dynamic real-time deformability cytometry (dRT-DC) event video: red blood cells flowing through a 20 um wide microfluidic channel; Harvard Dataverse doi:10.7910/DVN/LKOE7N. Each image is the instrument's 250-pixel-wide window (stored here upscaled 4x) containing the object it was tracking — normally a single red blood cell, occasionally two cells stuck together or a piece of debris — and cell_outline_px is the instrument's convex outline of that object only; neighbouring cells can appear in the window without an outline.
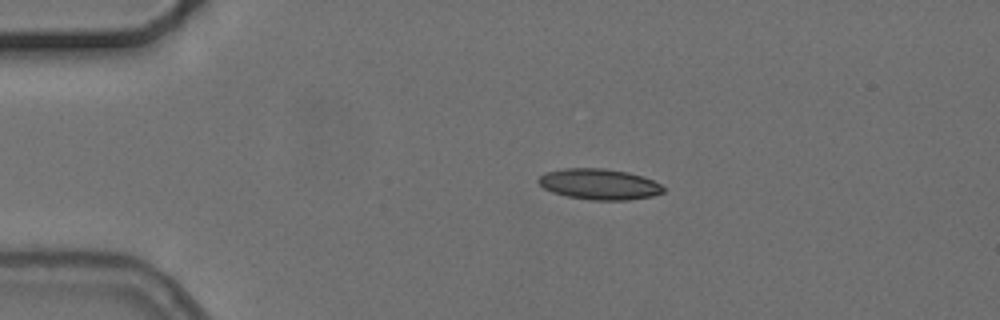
{"species": "common noctule bat (a hibernating species)", "species_latin": "Nyctalus noctula", "temperature_condition": "cold", "stored_images_in_passage": 2, "camera_frame_rate_fps": 3000, "um_per_image_px": 0.085, "animal": {"sex": "female", "body_mass_g": 24.6, "forearm_length_mm": 56.2}, "frame": {"image": 1, "passage_image": 1, "time_ms": 0.0, "image_size_px": [1000, 320], "cell_outline_px": [[664, 192], [652, 196], [628, 200], [592, 200], [568, 196], [552, 192], [544, 188], [536, 180], [544, 172], [564, 168], [604, 168], [628, 172], [652, 180], [660, 184], [664, 188]], "centroid_in_image_um": [50.91, 15.65], "position_along_channel_um": 34.1, "area_um2": 22.37}}